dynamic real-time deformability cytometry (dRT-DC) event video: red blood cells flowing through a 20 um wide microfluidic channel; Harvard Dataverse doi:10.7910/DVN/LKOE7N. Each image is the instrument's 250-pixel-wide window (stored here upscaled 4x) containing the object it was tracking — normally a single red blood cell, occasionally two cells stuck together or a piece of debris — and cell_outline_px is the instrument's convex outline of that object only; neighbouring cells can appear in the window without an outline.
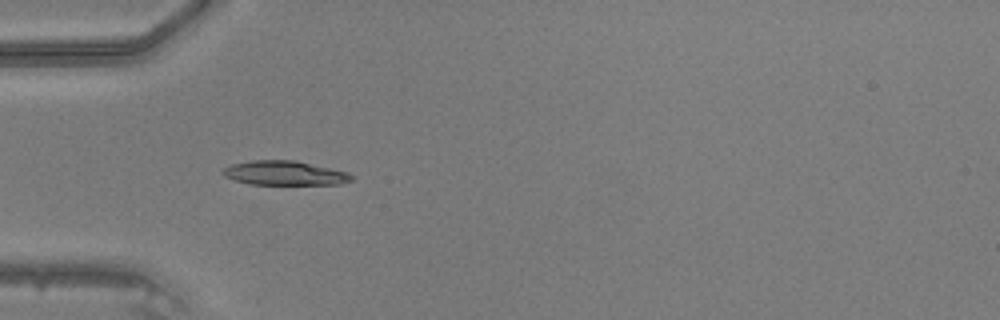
{"species": "common noctule bat (a hibernating species)", "species_latin": "Nyctalus noctula", "temperature_condition": "warm", "stored_images_in_passage": 33, "camera_frame_rate_fps": 3000, "um_per_image_px": 0.085, "animal": {"sex": "male", "body_mass_g": 20.5, "forearm_length_mm": 52.5}, "frame": {"image": 1, "passage_image": 1, "time_ms": 0.0, "image_size_px": [1000, 320], "cell_outline_px": [[352, 180], [340, 184], [252, 184], [236, 180], [224, 176], [220, 172], [224, 168], [232, 164], [252, 160], [296, 160], [348, 172], [352, 176]], "centroid_in_image_um": [24.19, 14.7], "position_along_channel_um": 60.8, "area_um2": 18.09}}
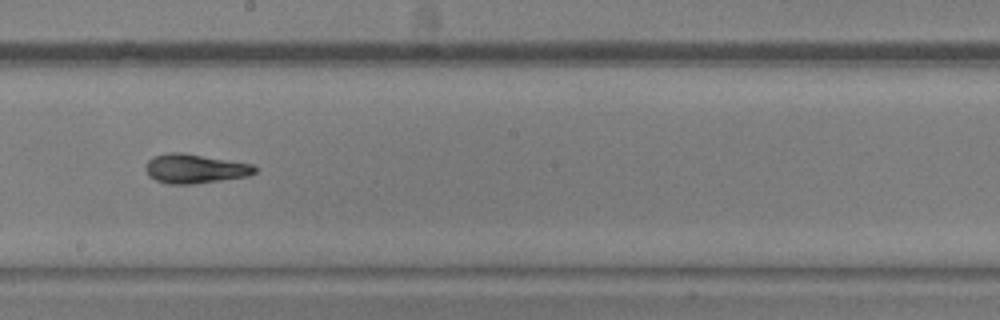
{"frame": {"image": 2, "passage_image": 13, "time_ms": 4.0, "image_size_px": [1000, 320], "cell_outline_px": [[256, 172], [248, 176], [192, 184], [168, 184], [156, 180], [148, 176], [144, 168], [148, 160], [152, 156], [168, 152], [180, 152], [252, 164], [256, 168]], "centroid_in_image_um": [16.51, 14.33], "position_along_channel_um": 231.7, "area_um2": 18.55}}
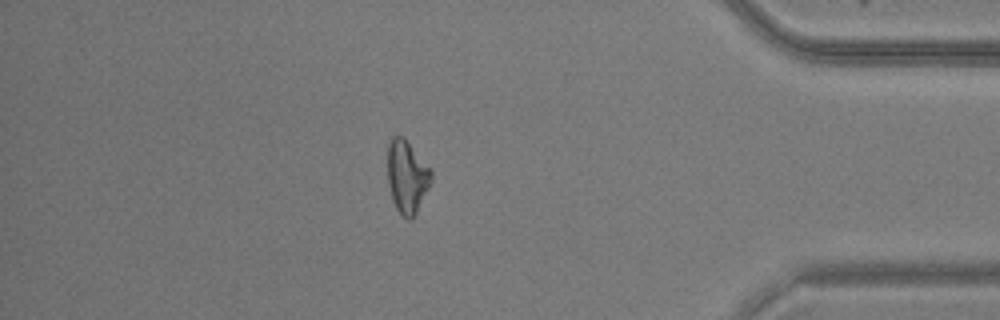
{"frame": {"image": 3, "passage_image": 27, "time_ms": 8.667, "image_size_px": [1000, 320], "cell_outline_px": [[432, 180], [412, 220], [408, 220], [400, 216], [392, 200], [388, 184], [388, 144], [392, 136], [404, 136], [432, 168]], "centroid_in_image_um": [34.6, 15.0], "position_along_channel_um": 400.6, "area_um2": 18.84}}